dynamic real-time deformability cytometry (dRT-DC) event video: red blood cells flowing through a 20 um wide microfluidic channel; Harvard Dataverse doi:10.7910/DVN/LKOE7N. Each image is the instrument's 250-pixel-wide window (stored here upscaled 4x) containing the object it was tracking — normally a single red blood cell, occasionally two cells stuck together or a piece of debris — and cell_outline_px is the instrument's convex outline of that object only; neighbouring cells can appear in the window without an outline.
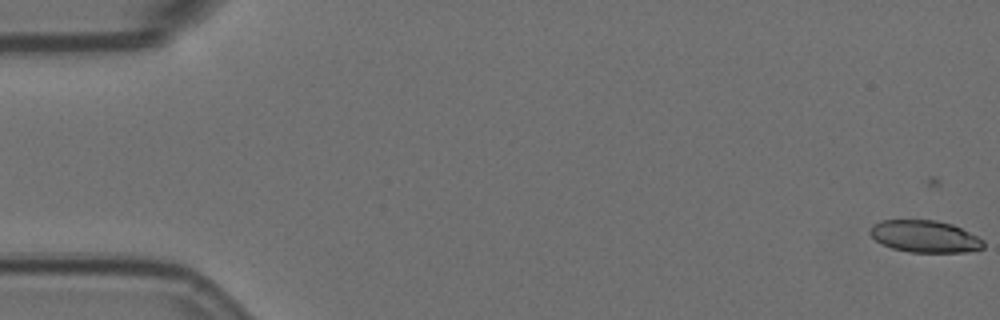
{"species": "Egyptian fruit bat (a non-hibernating species)", "species_latin": "Rousettus aegyptiacus", "temperature_condition": "room temperature", "stored_images_in_passage": 6, "camera_frame_rate_fps": 3000, "um_per_image_px": 0.085, "animal": {"sex": "female"}, "frame": {"image": 1, "passage_image": 1, "time_ms": 0.0, "image_size_px": [1000, 320], "cell_outline_px": [[984, 248], [968, 252], [908, 252], [892, 248], [880, 244], [868, 232], [872, 224], [880, 220], [936, 220], [952, 224], [984, 240]], "centroid_in_image_um": [78.58, 20.1], "position_along_channel_um": 6.4, "area_um2": 21.27}}
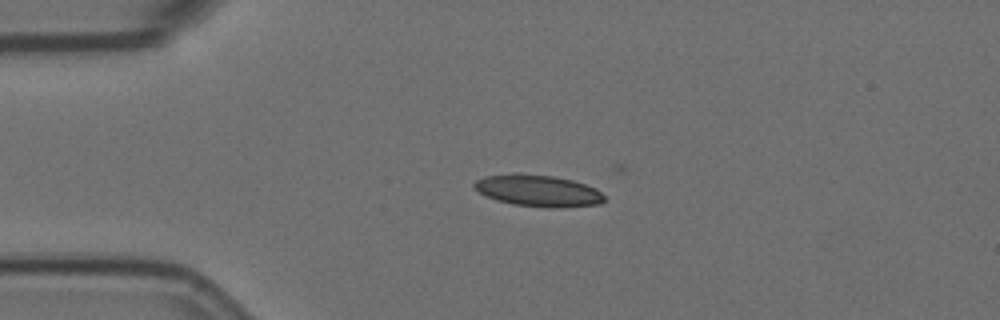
{"frame": {"image": 2, "passage_image": 4, "time_ms": 1.0, "image_size_px": [1000, 320], "cell_outline_px": [[604, 200], [600, 204], [556, 208], [512, 204], [496, 200], [484, 196], [472, 184], [476, 180], [484, 176], [512, 172], [520, 172], [552, 176], [572, 180], [596, 188], [604, 196]], "centroid_in_image_um": [45.69, 16.19], "position_along_channel_um": 39.3, "area_um2": 24.16}}